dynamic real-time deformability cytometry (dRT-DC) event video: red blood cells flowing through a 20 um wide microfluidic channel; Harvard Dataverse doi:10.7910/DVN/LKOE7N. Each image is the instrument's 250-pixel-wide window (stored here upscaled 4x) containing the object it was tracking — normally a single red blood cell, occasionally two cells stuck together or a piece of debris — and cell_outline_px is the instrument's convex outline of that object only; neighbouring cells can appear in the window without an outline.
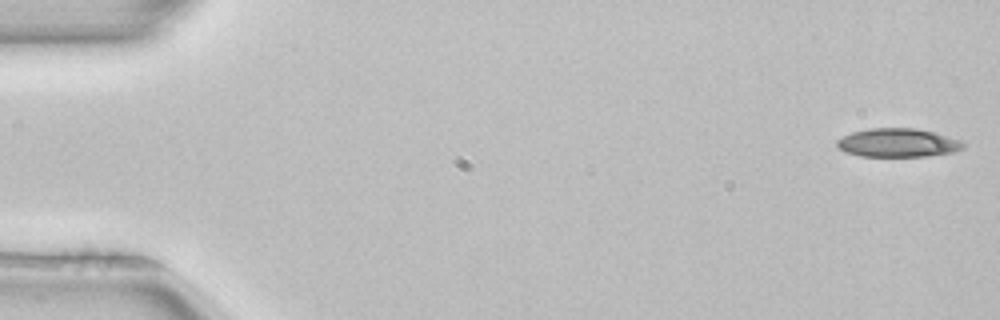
{"species": "common noctule bat (a hibernating species)", "species_latin": "Nyctalus noctula", "temperature_condition": "room temperature", "stored_images_in_passage": 51, "camera_frame_rate_fps": 3000, "um_per_image_px": 0.085, "animal": {"sex": "female", "body_mass_g": 22.7, "forearm_length_mm": 54.2}, "frame": {"image": 1, "passage_image": 1, "time_ms": 0.0, "image_size_px": [1000, 320], "cell_outline_px": [[964, 148], [952, 152], [924, 156], [860, 156], [844, 152], [836, 148], [836, 140], [852, 132], [868, 128], [916, 128], [964, 140]], "centroid_in_image_um": [76.29, 12.13], "position_along_channel_um": 8.7, "area_um2": 21.15}}
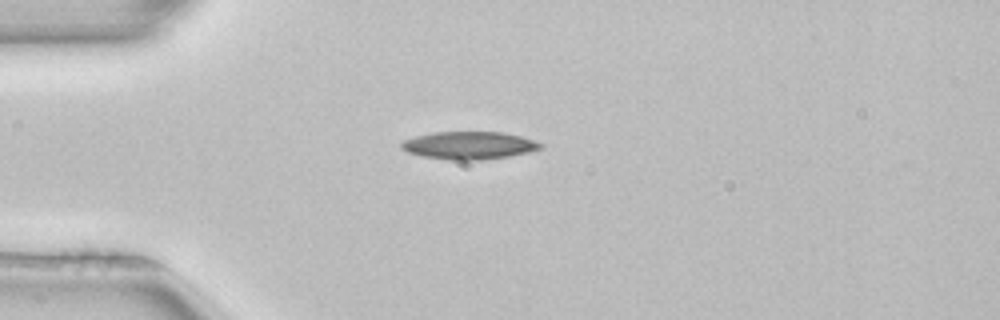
{"frame": {"image": 2, "passage_image": 13, "time_ms": 4.0, "image_size_px": [1000, 320], "cell_outline_px": [[544, 148], [528, 152], [508, 156], [480, 160], [448, 160], [420, 156], [408, 152], [400, 148], [400, 144], [404, 140], [416, 136], [432, 132], [504, 132], [520, 136], [544, 144]], "centroid_in_image_um": [39.85, 12.36], "position_along_channel_um": 45.1, "area_um2": 22.54}}
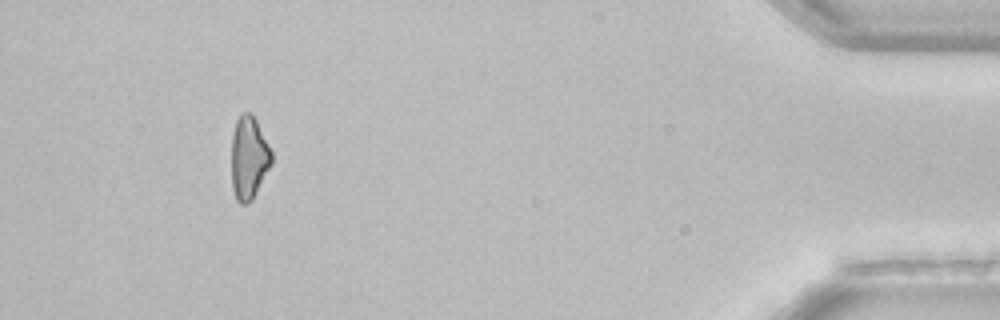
{"frame": {"image": 3, "passage_image": 47, "time_ms": 15.333, "image_size_px": [1000, 320], "cell_outline_px": [[272, 164], [252, 200], [248, 204], [240, 204], [236, 200], [232, 188], [232, 136], [236, 120], [240, 112], [252, 112], [272, 152]], "centroid_in_image_um": [21.15, 13.41], "position_along_channel_um": 414.1, "area_um2": 19.54}, "authors_computed_cell_mechanics": {"area_um2": 21.1548, "velocity_mm_per_s": 4.0197, "shape_relaxation_time_tau1_ms": 8.1037, "shape_relaxation_time_tau2_ms": null, "deformation_change_tau1": 0.159, "deformation_change_tau2": null}}